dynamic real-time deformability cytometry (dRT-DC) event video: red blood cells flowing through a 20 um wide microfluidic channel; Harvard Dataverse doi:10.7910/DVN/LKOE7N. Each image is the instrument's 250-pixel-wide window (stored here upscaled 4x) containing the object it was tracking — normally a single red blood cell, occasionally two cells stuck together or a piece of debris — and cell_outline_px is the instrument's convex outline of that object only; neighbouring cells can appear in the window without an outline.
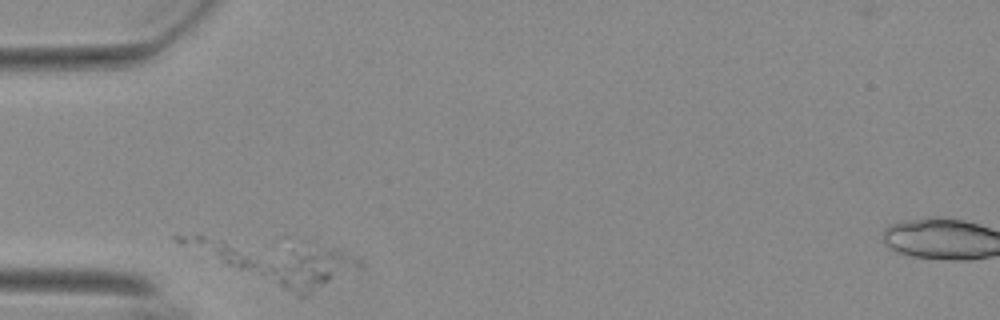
{"species": "Egyptian fruit bat (a non-hibernating species)", "species_latin": "Rousettus aegyptiacus", "temperature_condition": "warm", "stored_images_in_passage": 30, "camera_frame_rate_fps": 3000, "um_per_image_px": 0.085, "animal": {"sex": "female"}, "frame": {"image": 1, "passage_image": 1, "time_ms": 0.0, "image_size_px": [1000, 320], "cell_outline_px": [[332, 272], [328, 280], [304, 296], [300, 296], [228, 264], [220, 256], [220, 248], [224, 244], [304, 240], [308, 240], [332, 256]], "centroid_in_image_um": [23.99, 22.39], "position_along_channel_um": 61.0, "area_um2": 30.23}}
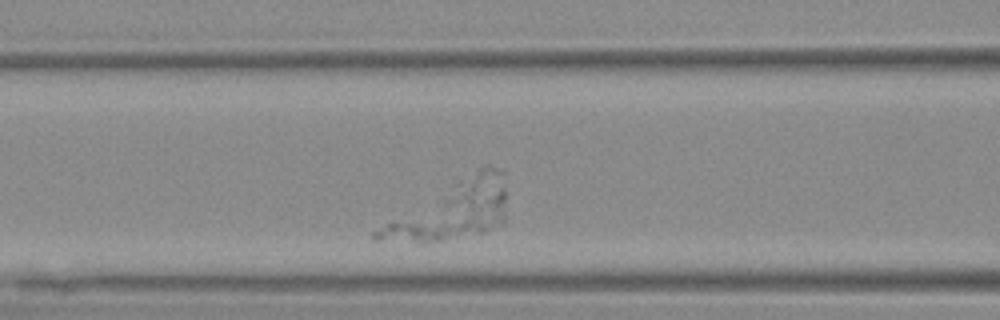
{"frame": {"image": 2, "passage_image": 8, "time_ms": 2.333, "image_size_px": [1000, 320], "cell_outline_px": [[504, 220], [500, 224], [484, 232], [440, 240], [376, 240], [372, 236], [372, 232], [392, 220], [472, 180], [504, 192]], "centroid_in_image_um": [38.16, 18.33], "position_along_channel_um": 128.4, "area_um2": 34.39}}